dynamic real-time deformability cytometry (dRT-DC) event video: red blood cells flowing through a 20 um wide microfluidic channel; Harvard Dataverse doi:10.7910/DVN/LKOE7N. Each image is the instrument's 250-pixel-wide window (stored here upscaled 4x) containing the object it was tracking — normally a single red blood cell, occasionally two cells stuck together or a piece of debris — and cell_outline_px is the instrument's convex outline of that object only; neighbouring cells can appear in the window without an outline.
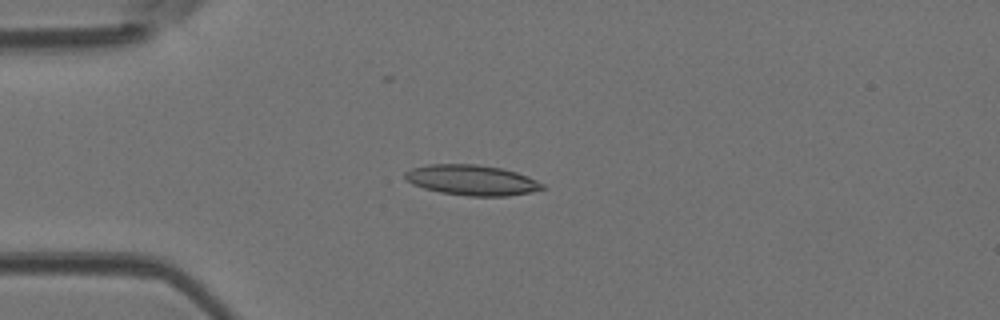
{"species": "Egyptian fruit bat (a non-hibernating species)", "species_latin": "Rousettus aegyptiacus", "temperature_condition": "room temperature", "stored_images_in_passage": 3, "camera_frame_rate_fps": 3000, "um_per_image_px": 0.085, "animal": {"sex": "female"}, "frame": {"image": 1, "passage_image": 3, "time_ms": 0.667, "image_size_px": [1000, 320], "cell_outline_px": [[544, 188], [532, 192], [508, 196], [468, 196], [440, 192], [424, 188], [412, 184], [404, 176], [404, 172], [412, 168], [428, 164], [476, 164], [500, 168], [516, 172], [528, 176], [544, 184]], "centroid_in_image_um": [40.1, 15.31], "position_along_channel_um": 44.9, "area_um2": 24.28}}